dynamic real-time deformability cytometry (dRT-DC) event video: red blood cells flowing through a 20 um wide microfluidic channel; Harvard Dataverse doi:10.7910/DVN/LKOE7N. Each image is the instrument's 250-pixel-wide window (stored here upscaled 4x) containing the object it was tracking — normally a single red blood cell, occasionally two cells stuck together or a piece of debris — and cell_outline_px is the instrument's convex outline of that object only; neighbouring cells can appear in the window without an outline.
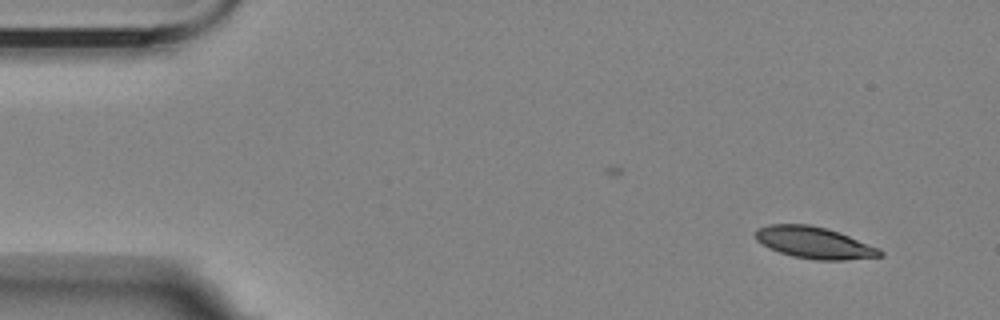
{"species": "Egyptian fruit bat (a non-hibernating species)", "species_latin": "Rousettus aegyptiacus", "temperature_condition": "room temperature", "stored_images_in_passage": 4, "camera_frame_rate_fps": 3000, "um_per_image_px": 0.085, "animal": {"sex": "female"}, "frame": {"image": 1, "passage_image": 1, "time_ms": 0.0, "image_size_px": [1000, 320], "cell_outline_px": [[884, 256], [844, 260], [816, 260], [792, 256], [768, 248], [756, 240], [756, 228], [768, 224], [808, 224], [840, 232], [880, 248], [884, 252]], "centroid_in_image_um": [69.23, 20.63], "position_along_channel_um": 15.8, "area_um2": 23.12}}
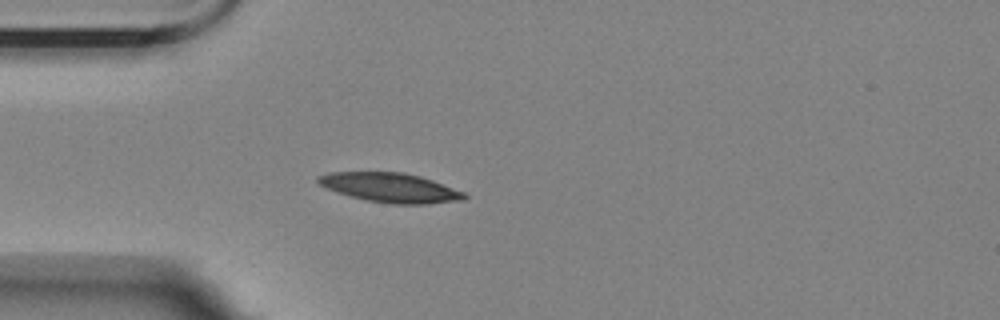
{"frame": {"image": 2, "passage_image": 4, "time_ms": 3.667, "image_size_px": [1000, 320], "cell_outline_px": [[468, 196], [464, 200], [428, 204], [392, 204], [368, 200], [336, 192], [316, 184], [316, 176], [328, 172], [404, 172], [420, 176], [432, 180], [464, 192]], "centroid_in_image_um": [33.15, 15.94], "position_along_channel_um": 51.9, "area_um2": 25.14}}